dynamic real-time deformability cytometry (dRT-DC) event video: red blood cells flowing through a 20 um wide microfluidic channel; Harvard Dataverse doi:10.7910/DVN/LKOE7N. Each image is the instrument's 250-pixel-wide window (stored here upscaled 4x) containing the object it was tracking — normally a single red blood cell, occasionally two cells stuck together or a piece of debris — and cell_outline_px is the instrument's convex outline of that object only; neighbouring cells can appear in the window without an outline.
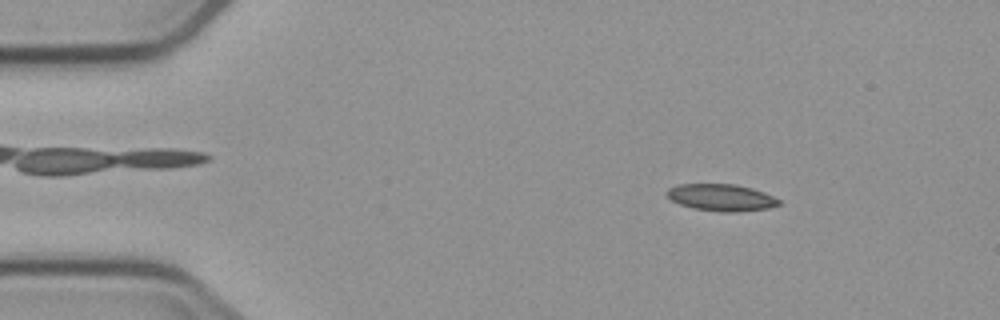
{"species": "common noctule bat (a hibernating species)", "species_latin": "Nyctalus noctula", "temperature_condition": "cold", "stored_images_in_passage": 4, "segment_of_instrument_passage": [1, 2], "camera_frame_rate_fps": 3000, "um_per_image_px": 0.085, "animal": {"sex": "male", "body_mass_g": 23.1, "forearm_length_mm": 52.7}, "frame": {"image": 1, "passage_image": 1, "time_ms": 0.0, "image_size_px": [1000, 320], "cell_outline_px": [[780, 204], [768, 208], [740, 212], [720, 212], [692, 208], [680, 204], [672, 200], [664, 192], [668, 188], [676, 184], [732, 184], [752, 188], [764, 192], [780, 200]], "centroid_in_image_um": [61.28, 16.79], "position_along_channel_um": 23.7, "area_um2": 17.63}}